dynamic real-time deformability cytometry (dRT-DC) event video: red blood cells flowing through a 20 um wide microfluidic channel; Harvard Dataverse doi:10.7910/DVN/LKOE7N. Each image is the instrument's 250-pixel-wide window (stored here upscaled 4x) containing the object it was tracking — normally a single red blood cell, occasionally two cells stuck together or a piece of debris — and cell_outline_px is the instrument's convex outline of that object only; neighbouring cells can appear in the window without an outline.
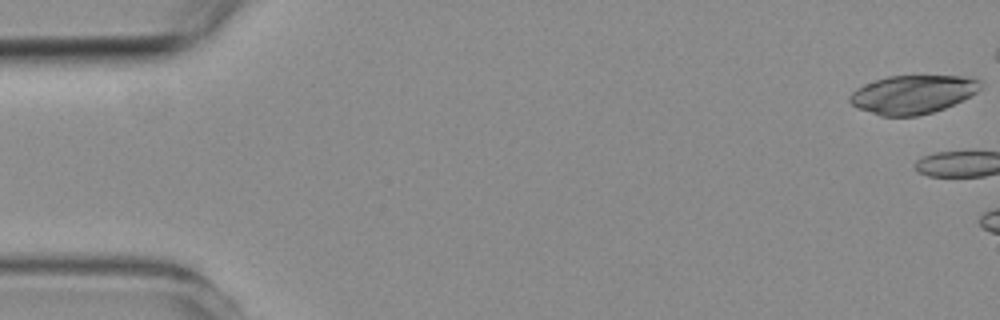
{"species": "common noctule bat (a hibernating species)", "species_latin": "Nyctalus noctula", "temperature_condition": "room temperature", "stored_images_in_passage": 4, "camera_frame_rate_fps": 3000, "um_per_image_px": 0.085, "animal": {"sex": "female", "body_mass_g": 19.3, "forearm_length_mm": 54.1}, "frame": {"image": 1, "passage_image": 1, "time_ms": 0.0, "image_size_px": [1000, 320], "cell_outline_px": [[984, 84], [976, 92], [964, 100], [944, 108], [932, 112], [916, 116], [880, 116], [860, 108], [852, 104], [848, 100], [848, 96], [856, 88], [876, 80], [888, 76], [980, 76], [984, 80]], "centroid_in_image_um": [77.66, 8.0], "position_along_channel_um": 7.3, "area_um2": 29.59}}